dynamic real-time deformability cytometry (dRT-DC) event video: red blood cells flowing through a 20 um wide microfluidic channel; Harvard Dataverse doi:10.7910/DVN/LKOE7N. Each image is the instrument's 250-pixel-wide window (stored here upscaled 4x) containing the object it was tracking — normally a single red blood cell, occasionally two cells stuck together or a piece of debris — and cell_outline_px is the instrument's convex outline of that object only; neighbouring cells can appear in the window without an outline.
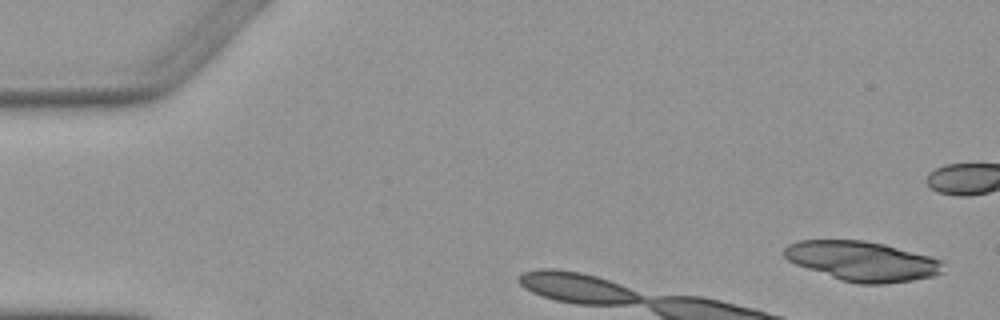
{"species": "Egyptian fruit bat (a non-hibernating species)", "species_latin": "Rousettus aegyptiacus", "temperature_condition": "warm", "stored_images_in_passage": 4, "segment_of_instrument_passage": [2, 2], "camera_frame_rate_fps": 3000, "um_per_image_px": 0.085, "animal": {"sex": "female"}, "frame": {"image": 1, "passage_image": 4, "time_ms": 6.0, "image_size_px": [1000, 320], "cell_outline_px": [[944, 272], [932, 276], [912, 280], [884, 284], [860, 284], [840, 280], [796, 264], [788, 260], [784, 256], [784, 248], [788, 244], [800, 240], [864, 240], [884, 244], [932, 256], [944, 260]], "centroid_in_image_um": [73.34, 22.19], "position_along_channel_um": 11.7, "area_um2": 36.93}}